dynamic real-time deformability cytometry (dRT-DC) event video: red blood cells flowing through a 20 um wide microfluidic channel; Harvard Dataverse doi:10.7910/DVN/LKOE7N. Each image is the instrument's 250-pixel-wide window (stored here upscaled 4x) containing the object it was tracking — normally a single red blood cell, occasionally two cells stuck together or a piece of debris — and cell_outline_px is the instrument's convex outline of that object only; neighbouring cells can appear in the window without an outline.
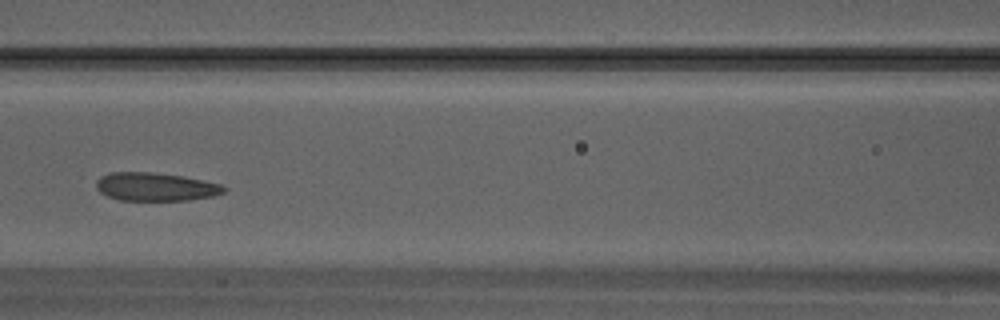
{"species": "Egyptian fruit bat (a non-hibernating species)", "species_latin": "Rousettus aegyptiacus", "temperature_condition": "warm", "stored_images_in_passage": 26, "camera_frame_rate_fps": 3000, "um_per_image_px": 0.085, "animal": {"sex": "male"}, "frame": {"image": 1, "passage_image": 8, "time_ms": 2.333, "image_size_px": [1000, 320], "cell_outline_px": [[228, 188], [224, 192], [212, 196], [188, 200], [120, 200], [108, 196], [100, 192], [96, 188], [96, 180], [100, 176], [112, 172], [152, 172], [184, 176], [220, 184]], "centroid_in_image_um": [13.21, 15.87], "position_along_channel_um": 153.4, "area_um2": 21.04}}
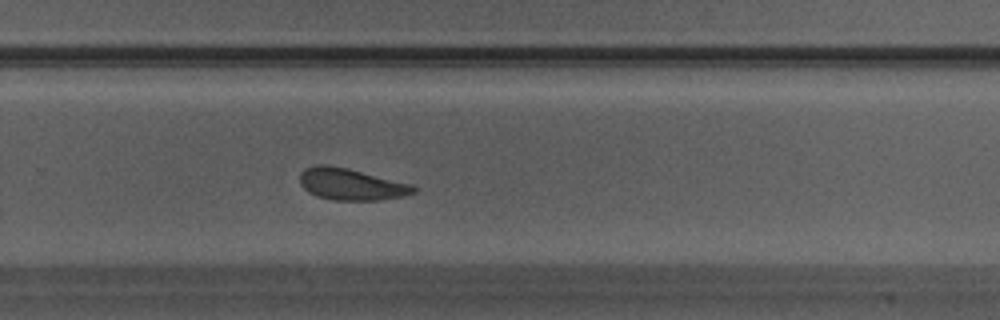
{"frame": {"image": 2, "passage_image": 15, "time_ms": 4.667, "image_size_px": [1000, 320], "cell_outline_px": [[416, 192], [404, 196], [380, 200], [332, 200], [308, 192], [300, 184], [300, 172], [304, 168], [316, 164], [324, 164], [348, 168], [412, 184], [416, 188]], "centroid_in_image_um": [29.84, 15.65], "position_along_channel_um": 300.0, "area_um2": 21.04}}